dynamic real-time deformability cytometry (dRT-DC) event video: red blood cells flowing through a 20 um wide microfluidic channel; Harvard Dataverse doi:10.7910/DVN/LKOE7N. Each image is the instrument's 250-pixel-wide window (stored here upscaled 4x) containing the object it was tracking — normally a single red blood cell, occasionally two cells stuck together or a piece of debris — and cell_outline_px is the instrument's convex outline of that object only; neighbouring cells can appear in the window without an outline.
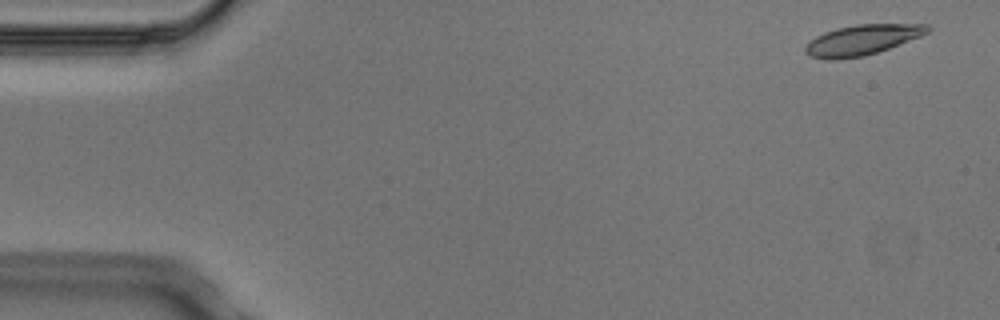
{"species": "Egyptian fruit bat (a non-hibernating species)", "species_latin": "Rousettus aegyptiacus", "temperature_condition": "cold", "stored_images_in_passage": 7, "camera_frame_rate_fps": 3000, "um_per_image_px": 0.085, "animal": {"sex": "male"}, "frame": {"image": 1, "passage_image": 1, "time_ms": 0.0, "image_size_px": [1000, 320], "cell_outline_px": [[932, 28], [928, 32], [920, 36], [888, 48], [864, 56], [836, 60], [828, 60], [808, 56], [804, 52], [804, 48], [816, 36], [824, 32], [836, 28], [856, 24], [928, 24]], "centroid_in_image_um": [73.25, 3.39], "position_along_channel_um": 11.8, "area_um2": 21.5}}
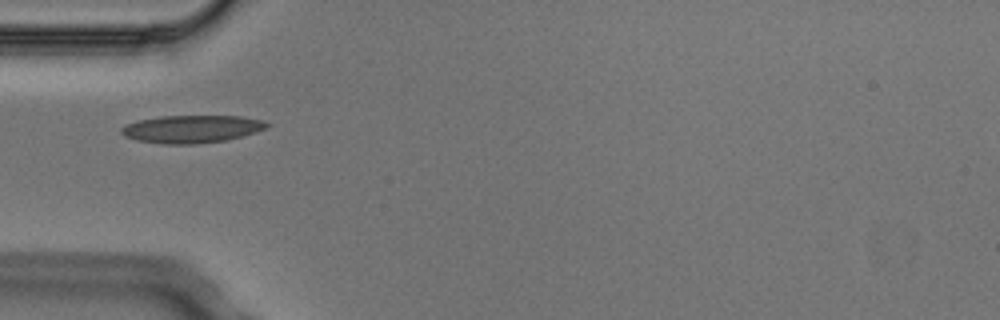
{"frame": {"image": 2, "passage_image": 5, "time_ms": 1.333, "image_size_px": [1000, 320], "cell_outline_px": [[268, 128], [256, 132], [228, 140], [196, 144], [160, 144], [136, 140], [124, 136], [120, 132], [120, 128], [124, 124], [136, 120], [160, 116], [240, 116], [264, 120], [268, 124]], "centroid_in_image_um": [16.26, 10.97], "position_along_channel_um": 68.7, "area_um2": 23.81}}
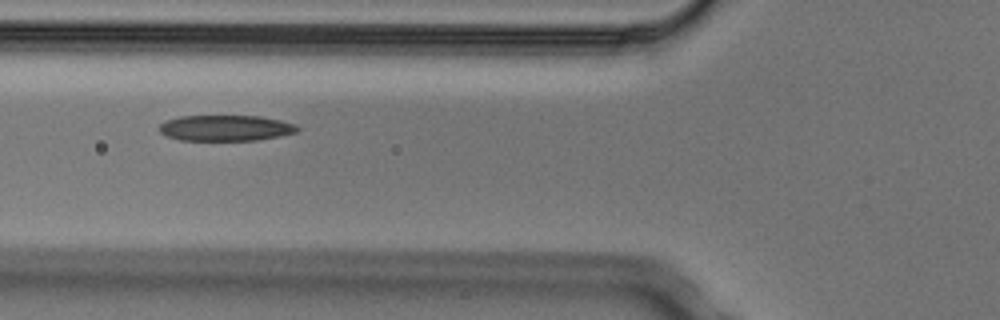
{"frame": {"image": 3, "passage_image": 6, "time_ms": 1.667, "image_size_px": [1000, 320], "cell_outline_px": [[300, 128], [296, 132], [280, 136], [256, 140], [180, 140], [168, 136], [160, 132], [160, 124], [168, 120], [180, 116], [260, 116], [280, 120], [296, 124]], "centroid_in_image_um": [19.21, 10.88], "position_along_channel_um": 106.6, "area_um2": 20.63}}